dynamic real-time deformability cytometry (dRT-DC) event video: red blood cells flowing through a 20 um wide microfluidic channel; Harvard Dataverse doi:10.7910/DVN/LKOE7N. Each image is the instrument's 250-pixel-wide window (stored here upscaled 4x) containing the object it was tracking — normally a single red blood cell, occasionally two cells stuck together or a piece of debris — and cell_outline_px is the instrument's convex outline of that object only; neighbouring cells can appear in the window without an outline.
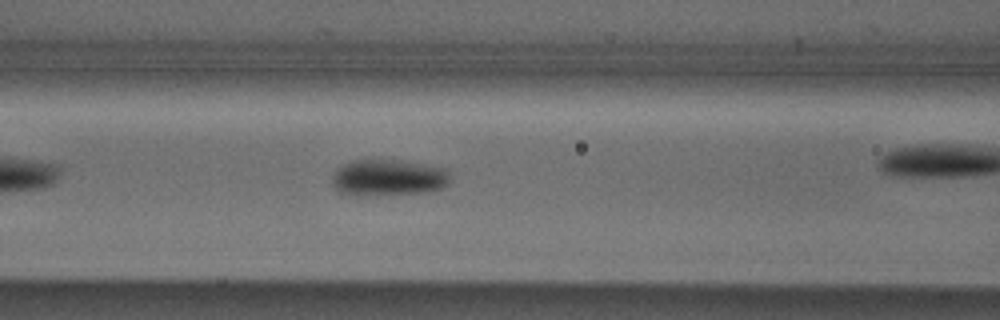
{"species": "Egyptian fruit bat (a non-hibernating species)", "species_latin": "Rousettus aegyptiacus", "temperature_condition": "cold", "stored_images_in_passage": 32, "camera_frame_rate_fps": 3000, "um_per_image_px": 0.085, "animal": {"sex": "male"}, "frame": {"image": 1, "passage_image": 10, "time_ms": 3.0, "image_size_px": [1000, 320], "cell_outline_px": [[452, 180], [448, 184], [432, 192], [360, 196], [356, 196], [340, 192], [332, 184], [332, 176], [336, 168], [352, 160], [400, 160], [448, 168], [452, 172]], "centroid_in_image_um": [33.06, 15.1], "position_along_channel_um": 133.5, "area_um2": 25.66}, "authors_computed_cell_mechanics": {"area_um2": 23.9292, "velocity_mm_per_s": 3.8117, "shape_relaxation_time_tau1_ms": 4.7905, "shape_relaxation_time_tau2_ms": null, "deformation_change_tau1": 0.1353, "deformation_change_tau2": null}}